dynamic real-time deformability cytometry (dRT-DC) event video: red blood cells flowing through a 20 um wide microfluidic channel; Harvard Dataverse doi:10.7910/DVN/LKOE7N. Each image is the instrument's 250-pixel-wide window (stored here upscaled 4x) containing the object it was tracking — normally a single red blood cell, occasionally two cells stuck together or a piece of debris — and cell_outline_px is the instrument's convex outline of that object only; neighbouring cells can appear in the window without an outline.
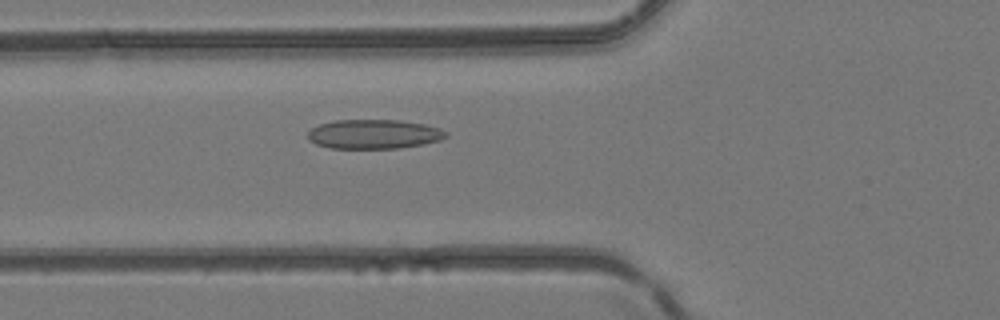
{"species": "common noctule bat (a hibernating species)", "species_latin": "Nyctalus noctula", "temperature_condition": "room temperature", "stored_images_in_passage": 42, "camera_frame_rate_fps": 3000, "um_per_image_px": 0.085, "animal": {"sex": "female", "body_mass_g": 24.6, "forearm_length_mm": 56.2}, "frame": {"image": 1, "passage_image": 13, "time_ms": 4.0, "image_size_px": [1000, 320], "cell_outline_px": [[448, 136], [440, 140], [424, 144], [400, 148], [332, 148], [316, 144], [308, 140], [308, 132], [312, 128], [320, 124], [336, 120], [400, 120], [424, 124], [440, 128], [448, 132]], "centroid_in_image_um": [31.81, 11.4], "position_along_channel_um": 94.0, "area_um2": 23.64}}
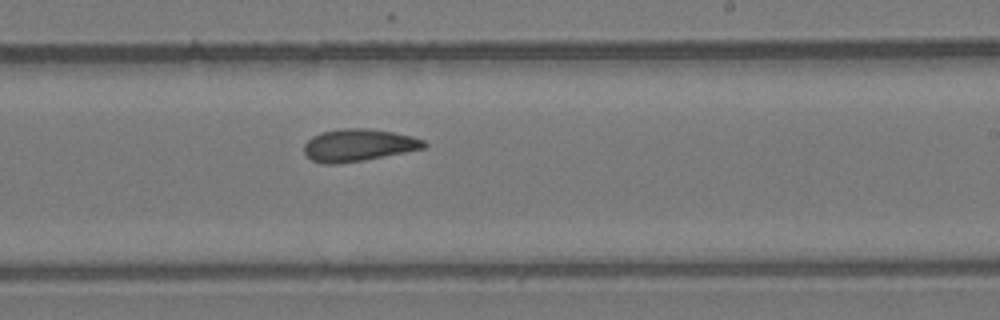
{"frame": {"image": 2, "passage_image": 24, "time_ms": 7.667, "image_size_px": [1000, 320], "cell_outline_px": [[428, 144], [424, 148], [364, 160], [336, 164], [324, 164], [312, 160], [304, 152], [304, 144], [312, 136], [320, 132], [340, 128], [364, 128], [392, 132], [412, 136], [424, 140]], "centroid_in_image_um": [30.44, 12.33], "position_along_channel_um": 258.6, "area_um2": 22.48}}
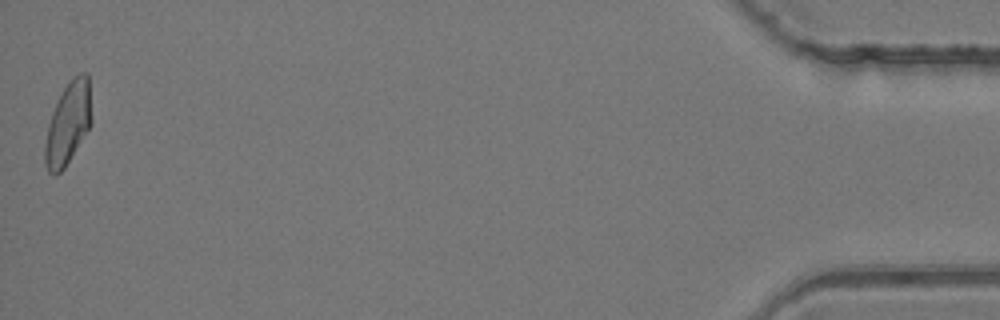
{"frame": {"image": 3, "passage_image": 42, "time_ms": 13.667, "image_size_px": [1000, 320], "cell_outline_px": [[92, 124], [64, 168], [60, 172], [52, 176], [48, 172], [44, 164], [44, 144], [48, 124], [52, 112], [64, 88], [72, 76], [80, 72], [88, 72], [92, 116]], "centroid_in_image_um": [5.79, 10.49], "position_along_channel_um": 429.4, "area_um2": 22.54}}